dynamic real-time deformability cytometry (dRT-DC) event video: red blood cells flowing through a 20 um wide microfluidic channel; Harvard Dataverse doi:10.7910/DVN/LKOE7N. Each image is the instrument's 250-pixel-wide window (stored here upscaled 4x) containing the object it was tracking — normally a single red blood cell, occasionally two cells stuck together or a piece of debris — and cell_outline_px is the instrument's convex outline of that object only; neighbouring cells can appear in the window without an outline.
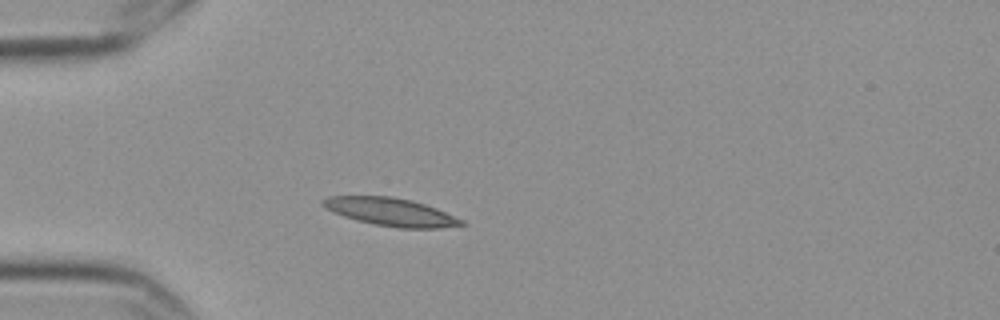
{"species": "Egyptian fruit bat (a non-hibernating species)", "species_latin": "Rousettus aegyptiacus", "temperature_condition": "cold", "stored_images_in_passage": 4, "camera_frame_rate_fps": 3000, "um_per_image_px": 0.085, "frame": {"image": 1, "passage_image": 3, "time_ms": 0.667, "image_size_px": [1000, 320], "cell_outline_px": [[468, 224], [440, 228], [400, 228], [372, 224], [356, 220], [332, 212], [324, 208], [320, 204], [320, 200], [328, 196], [392, 196], [412, 200], [436, 208], [464, 220]], "centroid_in_image_um": [33.19, 18.01], "position_along_channel_um": 51.8, "area_um2": 22.77}}